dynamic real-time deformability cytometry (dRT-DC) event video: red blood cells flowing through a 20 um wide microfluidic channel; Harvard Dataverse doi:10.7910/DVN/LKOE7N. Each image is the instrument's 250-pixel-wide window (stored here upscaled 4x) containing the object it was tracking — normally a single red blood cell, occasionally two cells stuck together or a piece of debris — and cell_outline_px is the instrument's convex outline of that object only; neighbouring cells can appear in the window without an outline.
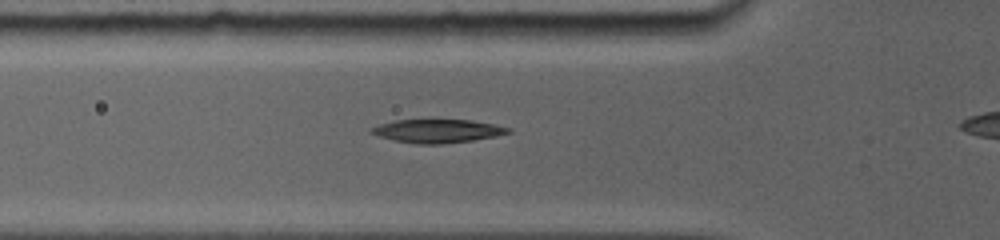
{"species": "common noctule bat (a hibernating species)", "species_latin": "Nyctalus noctula", "temperature_condition": "room temperature", "stored_images_in_passage": 12, "segment_of_instrument_passage": [1, 2], "camera_frame_rate_fps": 5000, "um_per_image_px": 0.085, "animal": {"sex": "female", "body_mass_g": 19.0, "forearm_length_mm": 56.7}, "frame": {"image": 1, "passage_image": 3, "time_ms": 1.0, "image_size_px": [1000, 240], "cell_outline_px": [[512, 132], [496, 136], [472, 140], [440, 144], [416, 144], [396, 140], [380, 136], [368, 132], [368, 128], [380, 124], [396, 120], [472, 120], [512, 128]], "centroid_in_image_um": [37.18, 11.13], "position_along_channel_um": 88.6, "area_um2": 18.55}}
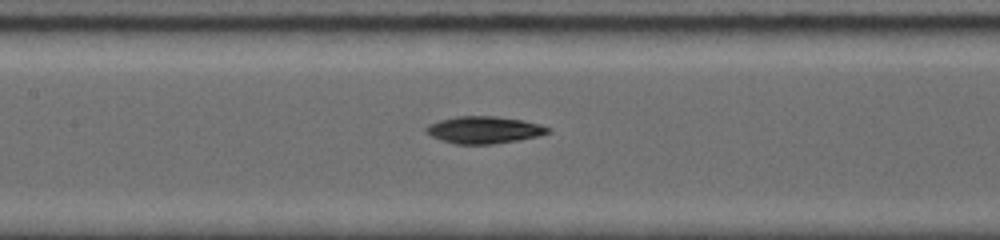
{"frame": {"image": 2, "passage_image": 7, "time_ms": 3.0, "image_size_px": [1000, 240], "cell_outline_px": [[552, 132], [540, 136], [492, 144], [456, 144], [440, 140], [424, 132], [424, 128], [428, 124], [440, 120], [456, 116], [496, 116], [524, 120], [540, 124], [552, 128]], "centroid_in_image_um": [41.16, 11.03], "position_along_channel_um": 166.2, "area_um2": 19.48}}
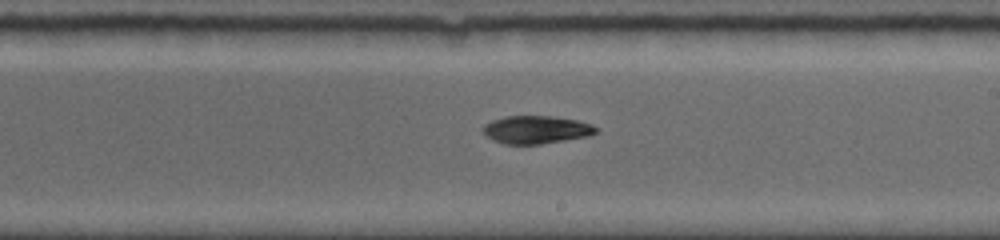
{"frame": {"image": 3, "passage_image": 11, "time_ms": 5.0, "image_size_px": [1000, 240], "cell_outline_px": [[600, 128], [596, 132], [588, 136], [540, 144], [504, 144], [492, 140], [480, 128], [484, 124], [492, 120], [508, 116], [552, 116], [576, 120], [592, 124]], "centroid_in_image_um": [45.57, 11.02], "position_along_channel_um": 243.4, "area_um2": 18.38}}